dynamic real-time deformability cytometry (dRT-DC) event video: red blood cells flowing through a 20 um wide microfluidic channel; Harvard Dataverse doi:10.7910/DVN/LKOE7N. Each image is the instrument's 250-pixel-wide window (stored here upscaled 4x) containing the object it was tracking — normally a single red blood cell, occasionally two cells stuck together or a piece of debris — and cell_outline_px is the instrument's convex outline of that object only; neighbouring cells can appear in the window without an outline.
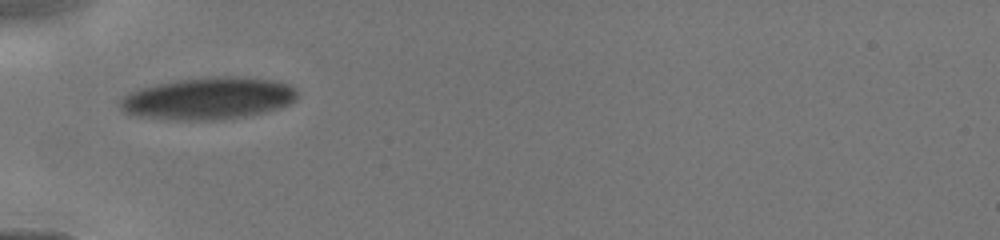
{"species": "human", "species_latin": "Homo sapiens", "temperature_condition": "cold", "stored_images_in_passage": 3, "camera_frame_rate_fps": 3000, "um_per_image_px": 0.085, "donor": {"sex": "male"}, "frame": {"image": 1, "passage_image": 1, "time_ms": 0.0, "image_size_px": [1000, 240], "cell_outline_px": [[300, 96], [296, 100], [280, 108], [264, 112], [244, 116], [216, 120], [176, 120], [136, 116], [124, 112], [120, 108], [120, 100], [124, 96], [140, 88], [156, 84], [176, 80], [212, 76], [244, 76], [272, 80], [288, 84], [296, 88]], "centroid_in_image_um": [17.74, 8.36], "position_along_channel_um": 67.3, "area_um2": 43.75}}